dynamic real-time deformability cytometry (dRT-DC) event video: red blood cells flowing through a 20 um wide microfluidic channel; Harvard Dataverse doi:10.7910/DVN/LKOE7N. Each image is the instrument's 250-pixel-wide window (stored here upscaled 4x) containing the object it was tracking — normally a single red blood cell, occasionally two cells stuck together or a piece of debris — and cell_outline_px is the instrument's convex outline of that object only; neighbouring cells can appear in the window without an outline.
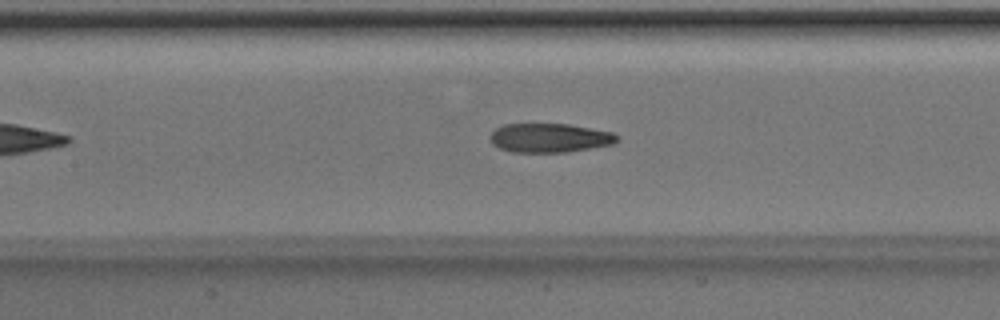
{"species": "Egyptian fruit bat (a non-hibernating species)", "species_latin": "Rousettus aegyptiacus", "temperature_condition": "room temperature", "stored_images_in_passage": 40, "camera_frame_rate_fps": 3000, "um_per_image_px": 0.085, "animal": {"sex": "male"}, "frame": {"image": 1, "passage_image": 15, "time_ms": 4.667, "image_size_px": [1000, 320], "cell_outline_px": [[620, 136], [612, 144], [568, 152], [512, 152], [500, 148], [492, 144], [488, 136], [496, 128], [504, 124], [568, 124], [612, 132]], "centroid_in_image_um": [46.68, 11.72], "position_along_channel_um": 160.7, "area_um2": 21.44}}
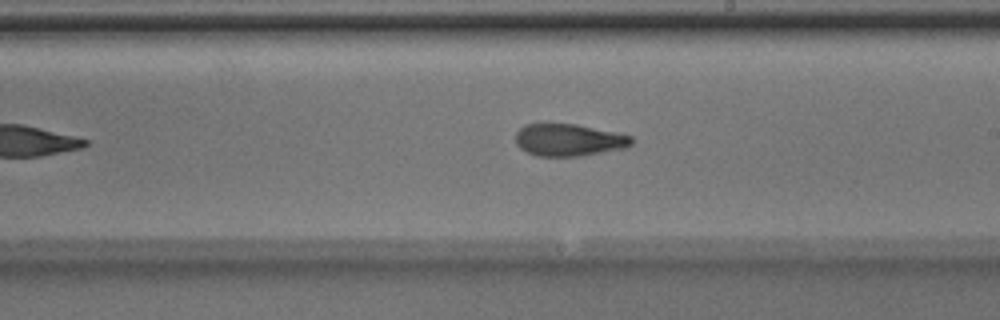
{"frame": {"image": 2, "passage_image": 21, "time_ms": 6.667, "image_size_px": [1000, 320], "cell_outline_px": [[632, 144], [628, 148], [580, 156], [536, 156], [520, 148], [516, 144], [516, 132], [524, 124], [576, 124], [632, 136]], "centroid_in_image_um": [48.35, 11.9], "position_along_channel_um": 240.7, "area_um2": 21.73}}
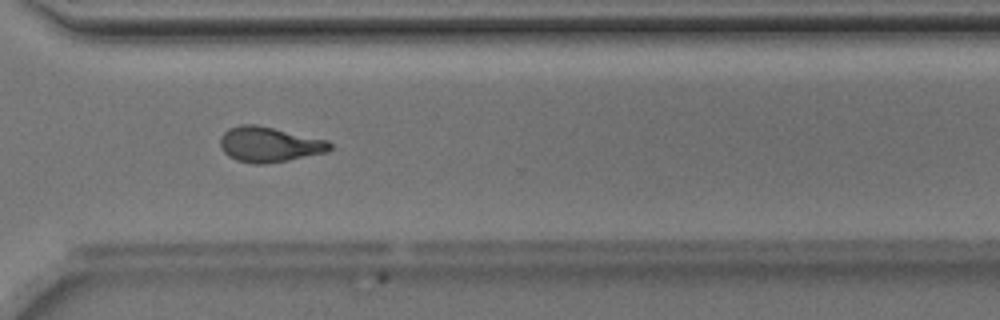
{"frame": {"image": 3, "passage_image": 29, "time_ms": 9.333, "image_size_px": [1000, 320], "cell_outline_px": [[332, 148], [328, 152], [288, 160], [264, 164], [252, 164], [236, 160], [228, 156], [220, 148], [220, 136], [228, 128], [240, 124], [256, 124], [328, 140], [332, 144]], "centroid_in_image_um": [22.87, 12.28], "position_along_channel_um": 347.7, "area_um2": 22.72}, "authors_computed_cell_mechanics": {"area_um2": 21.7617, "velocity_mm_per_s": 4.0227, "shape_relaxation_time_tau1_ms": 7.0156, "shape_relaxation_time_tau2_ms": 2.5629, "deformation_change_tau1": 0.2193, "deformation_change_tau2": 0.105}}